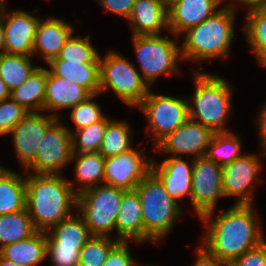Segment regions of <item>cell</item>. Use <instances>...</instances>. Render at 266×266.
Instances as JSON below:
<instances>
[{"instance_id": "cell-1", "label": "cell", "mask_w": 266, "mask_h": 266, "mask_svg": "<svg viewBox=\"0 0 266 266\" xmlns=\"http://www.w3.org/2000/svg\"><path fill=\"white\" fill-rule=\"evenodd\" d=\"M214 210L200 217L206 231L202 246L222 261L230 262L266 239L253 204H234L214 217Z\"/></svg>"}, {"instance_id": "cell-2", "label": "cell", "mask_w": 266, "mask_h": 266, "mask_svg": "<svg viewBox=\"0 0 266 266\" xmlns=\"http://www.w3.org/2000/svg\"><path fill=\"white\" fill-rule=\"evenodd\" d=\"M26 209L37 231L48 232L77 208L73 181L62 175L26 173Z\"/></svg>"}, {"instance_id": "cell-3", "label": "cell", "mask_w": 266, "mask_h": 266, "mask_svg": "<svg viewBox=\"0 0 266 266\" xmlns=\"http://www.w3.org/2000/svg\"><path fill=\"white\" fill-rule=\"evenodd\" d=\"M236 6L238 5L229 3L207 20L182 34L184 35L181 44L183 60L201 62L228 56L235 33L233 21L236 16Z\"/></svg>"}, {"instance_id": "cell-4", "label": "cell", "mask_w": 266, "mask_h": 266, "mask_svg": "<svg viewBox=\"0 0 266 266\" xmlns=\"http://www.w3.org/2000/svg\"><path fill=\"white\" fill-rule=\"evenodd\" d=\"M193 71L195 92L188 99L189 118L213 133L229 132L224 126L232 111L231 85L216 74Z\"/></svg>"}, {"instance_id": "cell-5", "label": "cell", "mask_w": 266, "mask_h": 266, "mask_svg": "<svg viewBox=\"0 0 266 266\" xmlns=\"http://www.w3.org/2000/svg\"><path fill=\"white\" fill-rule=\"evenodd\" d=\"M142 205L144 242H160L183 214L180 203L170 197L160 179L150 171L134 189Z\"/></svg>"}, {"instance_id": "cell-6", "label": "cell", "mask_w": 266, "mask_h": 266, "mask_svg": "<svg viewBox=\"0 0 266 266\" xmlns=\"http://www.w3.org/2000/svg\"><path fill=\"white\" fill-rule=\"evenodd\" d=\"M126 191L107 184L89 188L77 195L78 214L92 236L112 237L116 219Z\"/></svg>"}, {"instance_id": "cell-7", "label": "cell", "mask_w": 266, "mask_h": 266, "mask_svg": "<svg viewBox=\"0 0 266 266\" xmlns=\"http://www.w3.org/2000/svg\"><path fill=\"white\" fill-rule=\"evenodd\" d=\"M138 72L127 58L109 51L100 56V93L111 89L125 104L137 108L150 91Z\"/></svg>"}, {"instance_id": "cell-8", "label": "cell", "mask_w": 266, "mask_h": 266, "mask_svg": "<svg viewBox=\"0 0 266 266\" xmlns=\"http://www.w3.org/2000/svg\"><path fill=\"white\" fill-rule=\"evenodd\" d=\"M140 74L150 87L157 78L168 73H181L178 60L182 61L181 46L174 39L160 35L132 36Z\"/></svg>"}, {"instance_id": "cell-9", "label": "cell", "mask_w": 266, "mask_h": 266, "mask_svg": "<svg viewBox=\"0 0 266 266\" xmlns=\"http://www.w3.org/2000/svg\"><path fill=\"white\" fill-rule=\"evenodd\" d=\"M188 99L159 95L151 90L137 107L148 119L155 146L189 118Z\"/></svg>"}, {"instance_id": "cell-10", "label": "cell", "mask_w": 266, "mask_h": 266, "mask_svg": "<svg viewBox=\"0 0 266 266\" xmlns=\"http://www.w3.org/2000/svg\"><path fill=\"white\" fill-rule=\"evenodd\" d=\"M69 128L57 118L46 130L34 161L24 171L61 175V171L71 162L73 156L72 134Z\"/></svg>"}, {"instance_id": "cell-11", "label": "cell", "mask_w": 266, "mask_h": 266, "mask_svg": "<svg viewBox=\"0 0 266 266\" xmlns=\"http://www.w3.org/2000/svg\"><path fill=\"white\" fill-rule=\"evenodd\" d=\"M223 167L206 156L193 159L191 203L200 218L217 209V200L224 198Z\"/></svg>"}, {"instance_id": "cell-12", "label": "cell", "mask_w": 266, "mask_h": 266, "mask_svg": "<svg viewBox=\"0 0 266 266\" xmlns=\"http://www.w3.org/2000/svg\"><path fill=\"white\" fill-rule=\"evenodd\" d=\"M264 156L266 154L263 151L260 156L245 153L223 167L222 186L225 198L235 196V204H253L254 187L262 168L260 157Z\"/></svg>"}, {"instance_id": "cell-13", "label": "cell", "mask_w": 266, "mask_h": 266, "mask_svg": "<svg viewBox=\"0 0 266 266\" xmlns=\"http://www.w3.org/2000/svg\"><path fill=\"white\" fill-rule=\"evenodd\" d=\"M152 160L137 149L105 158L104 184L132 191L151 171Z\"/></svg>"}, {"instance_id": "cell-14", "label": "cell", "mask_w": 266, "mask_h": 266, "mask_svg": "<svg viewBox=\"0 0 266 266\" xmlns=\"http://www.w3.org/2000/svg\"><path fill=\"white\" fill-rule=\"evenodd\" d=\"M4 1L0 3V16L4 26L5 52L33 56L39 17L17 9L7 13Z\"/></svg>"}, {"instance_id": "cell-15", "label": "cell", "mask_w": 266, "mask_h": 266, "mask_svg": "<svg viewBox=\"0 0 266 266\" xmlns=\"http://www.w3.org/2000/svg\"><path fill=\"white\" fill-rule=\"evenodd\" d=\"M213 134L208 127L188 118L174 132L162 139L155 148L158 152L170 153L173 157L192 154L193 159H197L206 156Z\"/></svg>"}, {"instance_id": "cell-16", "label": "cell", "mask_w": 266, "mask_h": 266, "mask_svg": "<svg viewBox=\"0 0 266 266\" xmlns=\"http://www.w3.org/2000/svg\"><path fill=\"white\" fill-rule=\"evenodd\" d=\"M56 119L52 114L28 112L9 133L23 170L34 161L46 130Z\"/></svg>"}, {"instance_id": "cell-17", "label": "cell", "mask_w": 266, "mask_h": 266, "mask_svg": "<svg viewBox=\"0 0 266 266\" xmlns=\"http://www.w3.org/2000/svg\"><path fill=\"white\" fill-rule=\"evenodd\" d=\"M191 162L189 164L182 157L173 156L163 160L160 165H157L154 159L152 160L151 171L163 183L170 197L178 203L186 195L191 202L193 160Z\"/></svg>"}, {"instance_id": "cell-18", "label": "cell", "mask_w": 266, "mask_h": 266, "mask_svg": "<svg viewBox=\"0 0 266 266\" xmlns=\"http://www.w3.org/2000/svg\"><path fill=\"white\" fill-rule=\"evenodd\" d=\"M224 0H180L168 9L169 32L182 36L189 28L197 26L219 11ZM218 8V10H217Z\"/></svg>"}, {"instance_id": "cell-19", "label": "cell", "mask_w": 266, "mask_h": 266, "mask_svg": "<svg viewBox=\"0 0 266 266\" xmlns=\"http://www.w3.org/2000/svg\"><path fill=\"white\" fill-rule=\"evenodd\" d=\"M127 21L132 36L160 35L169 30L168 7L164 0H136Z\"/></svg>"}, {"instance_id": "cell-20", "label": "cell", "mask_w": 266, "mask_h": 266, "mask_svg": "<svg viewBox=\"0 0 266 266\" xmlns=\"http://www.w3.org/2000/svg\"><path fill=\"white\" fill-rule=\"evenodd\" d=\"M70 22L55 17L40 19L35 36L33 55L39 53L46 63L57 58L67 40L73 34Z\"/></svg>"}, {"instance_id": "cell-21", "label": "cell", "mask_w": 266, "mask_h": 266, "mask_svg": "<svg viewBox=\"0 0 266 266\" xmlns=\"http://www.w3.org/2000/svg\"><path fill=\"white\" fill-rule=\"evenodd\" d=\"M91 95L86 88L63 77L55 76L47 69L44 111L49 110L54 117L61 119V114L56 112L57 110L71 109Z\"/></svg>"}, {"instance_id": "cell-22", "label": "cell", "mask_w": 266, "mask_h": 266, "mask_svg": "<svg viewBox=\"0 0 266 266\" xmlns=\"http://www.w3.org/2000/svg\"><path fill=\"white\" fill-rule=\"evenodd\" d=\"M116 240L144 243L142 205L135 190L126 191L116 219Z\"/></svg>"}, {"instance_id": "cell-23", "label": "cell", "mask_w": 266, "mask_h": 266, "mask_svg": "<svg viewBox=\"0 0 266 266\" xmlns=\"http://www.w3.org/2000/svg\"><path fill=\"white\" fill-rule=\"evenodd\" d=\"M0 256L22 266H37L47 259V233L36 231L32 236L0 249Z\"/></svg>"}, {"instance_id": "cell-24", "label": "cell", "mask_w": 266, "mask_h": 266, "mask_svg": "<svg viewBox=\"0 0 266 266\" xmlns=\"http://www.w3.org/2000/svg\"><path fill=\"white\" fill-rule=\"evenodd\" d=\"M48 69L53 75L63 77L86 88L91 94H100V63H74L52 59Z\"/></svg>"}, {"instance_id": "cell-25", "label": "cell", "mask_w": 266, "mask_h": 266, "mask_svg": "<svg viewBox=\"0 0 266 266\" xmlns=\"http://www.w3.org/2000/svg\"><path fill=\"white\" fill-rule=\"evenodd\" d=\"M25 175L0 166V215L26 209Z\"/></svg>"}, {"instance_id": "cell-26", "label": "cell", "mask_w": 266, "mask_h": 266, "mask_svg": "<svg viewBox=\"0 0 266 266\" xmlns=\"http://www.w3.org/2000/svg\"><path fill=\"white\" fill-rule=\"evenodd\" d=\"M47 68L37 67L28 79L11 91V98L28 112H44Z\"/></svg>"}, {"instance_id": "cell-27", "label": "cell", "mask_w": 266, "mask_h": 266, "mask_svg": "<svg viewBox=\"0 0 266 266\" xmlns=\"http://www.w3.org/2000/svg\"><path fill=\"white\" fill-rule=\"evenodd\" d=\"M72 161H76L73 167L75 182L81 185L75 189L77 195L89 188L104 184L105 157L102 154L73 153Z\"/></svg>"}, {"instance_id": "cell-28", "label": "cell", "mask_w": 266, "mask_h": 266, "mask_svg": "<svg viewBox=\"0 0 266 266\" xmlns=\"http://www.w3.org/2000/svg\"><path fill=\"white\" fill-rule=\"evenodd\" d=\"M46 233L57 246L74 248L78 251L92 237L79 214H73L71 217L60 221Z\"/></svg>"}, {"instance_id": "cell-29", "label": "cell", "mask_w": 266, "mask_h": 266, "mask_svg": "<svg viewBox=\"0 0 266 266\" xmlns=\"http://www.w3.org/2000/svg\"><path fill=\"white\" fill-rule=\"evenodd\" d=\"M245 20L246 41L259 65L266 67V6L250 8Z\"/></svg>"}, {"instance_id": "cell-30", "label": "cell", "mask_w": 266, "mask_h": 266, "mask_svg": "<svg viewBox=\"0 0 266 266\" xmlns=\"http://www.w3.org/2000/svg\"><path fill=\"white\" fill-rule=\"evenodd\" d=\"M36 231L27 209L0 215V249L29 238Z\"/></svg>"}, {"instance_id": "cell-31", "label": "cell", "mask_w": 266, "mask_h": 266, "mask_svg": "<svg viewBox=\"0 0 266 266\" xmlns=\"http://www.w3.org/2000/svg\"><path fill=\"white\" fill-rule=\"evenodd\" d=\"M37 67L32 65L31 56L0 55V77L10 91L21 86Z\"/></svg>"}, {"instance_id": "cell-32", "label": "cell", "mask_w": 266, "mask_h": 266, "mask_svg": "<svg viewBox=\"0 0 266 266\" xmlns=\"http://www.w3.org/2000/svg\"><path fill=\"white\" fill-rule=\"evenodd\" d=\"M241 143L240 137L231 131L214 133L209 142L206 157L224 167L244 155L241 151Z\"/></svg>"}, {"instance_id": "cell-33", "label": "cell", "mask_w": 266, "mask_h": 266, "mask_svg": "<svg viewBox=\"0 0 266 266\" xmlns=\"http://www.w3.org/2000/svg\"><path fill=\"white\" fill-rule=\"evenodd\" d=\"M131 133L127 122L111 120L105 130L99 153L108 158L133 149Z\"/></svg>"}, {"instance_id": "cell-34", "label": "cell", "mask_w": 266, "mask_h": 266, "mask_svg": "<svg viewBox=\"0 0 266 266\" xmlns=\"http://www.w3.org/2000/svg\"><path fill=\"white\" fill-rule=\"evenodd\" d=\"M111 118L105 116L101 121L77 131H71L73 153L99 152L105 130Z\"/></svg>"}, {"instance_id": "cell-35", "label": "cell", "mask_w": 266, "mask_h": 266, "mask_svg": "<svg viewBox=\"0 0 266 266\" xmlns=\"http://www.w3.org/2000/svg\"><path fill=\"white\" fill-rule=\"evenodd\" d=\"M58 58L74 63H100V53L92 45L89 35L82 38L72 34Z\"/></svg>"}, {"instance_id": "cell-36", "label": "cell", "mask_w": 266, "mask_h": 266, "mask_svg": "<svg viewBox=\"0 0 266 266\" xmlns=\"http://www.w3.org/2000/svg\"><path fill=\"white\" fill-rule=\"evenodd\" d=\"M118 242L110 237L92 236L79 251L78 266H103Z\"/></svg>"}, {"instance_id": "cell-37", "label": "cell", "mask_w": 266, "mask_h": 266, "mask_svg": "<svg viewBox=\"0 0 266 266\" xmlns=\"http://www.w3.org/2000/svg\"><path fill=\"white\" fill-rule=\"evenodd\" d=\"M98 95L92 94L86 100L71 108L70 118L75 125V131L101 121L106 116L102 113L101 106L92 101Z\"/></svg>"}, {"instance_id": "cell-38", "label": "cell", "mask_w": 266, "mask_h": 266, "mask_svg": "<svg viewBox=\"0 0 266 266\" xmlns=\"http://www.w3.org/2000/svg\"><path fill=\"white\" fill-rule=\"evenodd\" d=\"M27 113L11 97L0 101V136L9 134Z\"/></svg>"}, {"instance_id": "cell-39", "label": "cell", "mask_w": 266, "mask_h": 266, "mask_svg": "<svg viewBox=\"0 0 266 266\" xmlns=\"http://www.w3.org/2000/svg\"><path fill=\"white\" fill-rule=\"evenodd\" d=\"M79 251L74 248L59 247L47 236V258L51 263L78 266Z\"/></svg>"}, {"instance_id": "cell-40", "label": "cell", "mask_w": 266, "mask_h": 266, "mask_svg": "<svg viewBox=\"0 0 266 266\" xmlns=\"http://www.w3.org/2000/svg\"><path fill=\"white\" fill-rule=\"evenodd\" d=\"M128 242L129 241H119L110 250L103 266H139L135 265L136 263L133 261Z\"/></svg>"}, {"instance_id": "cell-41", "label": "cell", "mask_w": 266, "mask_h": 266, "mask_svg": "<svg viewBox=\"0 0 266 266\" xmlns=\"http://www.w3.org/2000/svg\"><path fill=\"white\" fill-rule=\"evenodd\" d=\"M228 266H266V240L259 246L228 262Z\"/></svg>"}, {"instance_id": "cell-42", "label": "cell", "mask_w": 266, "mask_h": 266, "mask_svg": "<svg viewBox=\"0 0 266 266\" xmlns=\"http://www.w3.org/2000/svg\"><path fill=\"white\" fill-rule=\"evenodd\" d=\"M136 0H97L107 11L124 17L128 20Z\"/></svg>"}, {"instance_id": "cell-43", "label": "cell", "mask_w": 266, "mask_h": 266, "mask_svg": "<svg viewBox=\"0 0 266 266\" xmlns=\"http://www.w3.org/2000/svg\"><path fill=\"white\" fill-rule=\"evenodd\" d=\"M197 257L192 266H228V262L220 260L218 257L210 254L203 246L196 249Z\"/></svg>"}, {"instance_id": "cell-44", "label": "cell", "mask_w": 266, "mask_h": 266, "mask_svg": "<svg viewBox=\"0 0 266 266\" xmlns=\"http://www.w3.org/2000/svg\"><path fill=\"white\" fill-rule=\"evenodd\" d=\"M262 105V109L257 116V131L259 132L261 138V147L263 152L266 154V103Z\"/></svg>"}, {"instance_id": "cell-45", "label": "cell", "mask_w": 266, "mask_h": 266, "mask_svg": "<svg viewBox=\"0 0 266 266\" xmlns=\"http://www.w3.org/2000/svg\"><path fill=\"white\" fill-rule=\"evenodd\" d=\"M238 1L240 4H244L246 8L250 9L258 6H266V0H234Z\"/></svg>"}, {"instance_id": "cell-46", "label": "cell", "mask_w": 266, "mask_h": 266, "mask_svg": "<svg viewBox=\"0 0 266 266\" xmlns=\"http://www.w3.org/2000/svg\"><path fill=\"white\" fill-rule=\"evenodd\" d=\"M11 97V91L8 89L5 82L0 77V101Z\"/></svg>"}, {"instance_id": "cell-47", "label": "cell", "mask_w": 266, "mask_h": 266, "mask_svg": "<svg viewBox=\"0 0 266 266\" xmlns=\"http://www.w3.org/2000/svg\"><path fill=\"white\" fill-rule=\"evenodd\" d=\"M6 53L5 52V38H4V26L3 21L0 16V55Z\"/></svg>"}, {"instance_id": "cell-48", "label": "cell", "mask_w": 266, "mask_h": 266, "mask_svg": "<svg viewBox=\"0 0 266 266\" xmlns=\"http://www.w3.org/2000/svg\"><path fill=\"white\" fill-rule=\"evenodd\" d=\"M0 266H22L6 260L0 256Z\"/></svg>"}, {"instance_id": "cell-49", "label": "cell", "mask_w": 266, "mask_h": 266, "mask_svg": "<svg viewBox=\"0 0 266 266\" xmlns=\"http://www.w3.org/2000/svg\"><path fill=\"white\" fill-rule=\"evenodd\" d=\"M165 4L167 5L168 9L176 2L180 1V0H164Z\"/></svg>"}, {"instance_id": "cell-50", "label": "cell", "mask_w": 266, "mask_h": 266, "mask_svg": "<svg viewBox=\"0 0 266 266\" xmlns=\"http://www.w3.org/2000/svg\"><path fill=\"white\" fill-rule=\"evenodd\" d=\"M53 266H66V265H59V264H56V263H52Z\"/></svg>"}]
</instances>
